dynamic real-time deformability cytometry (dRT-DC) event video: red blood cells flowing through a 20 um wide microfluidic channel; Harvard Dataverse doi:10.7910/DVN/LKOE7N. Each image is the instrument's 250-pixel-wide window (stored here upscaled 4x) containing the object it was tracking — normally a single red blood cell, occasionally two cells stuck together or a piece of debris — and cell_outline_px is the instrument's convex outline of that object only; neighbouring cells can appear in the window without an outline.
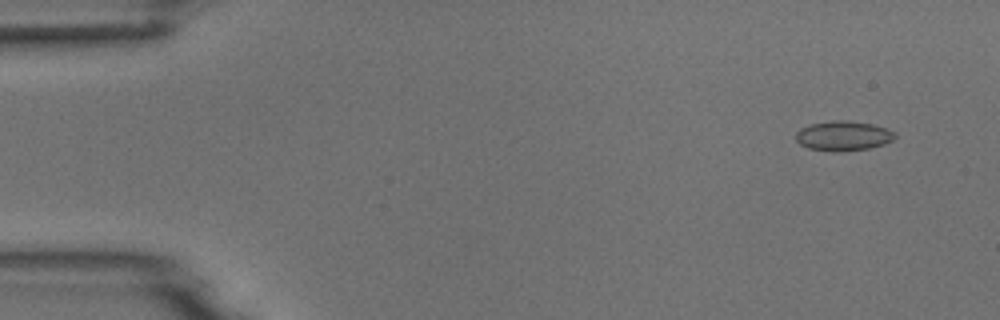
{"species": "common noctule bat (a hibernating species)", "species_latin": "Nyctalus noctula", "temperature_condition": "room temperature", "stored_images_in_passage": 4, "camera_frame_rate_fps": 3000, "um_per_image_px": 0.085, "animal": {"sex": "male", "body_mass_g": 18.8}, "frame": {"image": 1, "passage_image": 1, "time_ms": 0.0, "image_size_px": [1000, 320], "cell_outline_px": [[896, 136], [892, 140], [884, 144], [868, 148], [840, 152], [836, 152], [808, 148], [800, 144], [796, 140], [796, 132], [800, 128], [812, 124], [832, 120], [848, 120], [872, 124], [888, 128], [896, 132]], "centroid_in_image_um": [71.69, 11.54], "position_along_channel_um": 13.3, "area_um2": 17.28}}
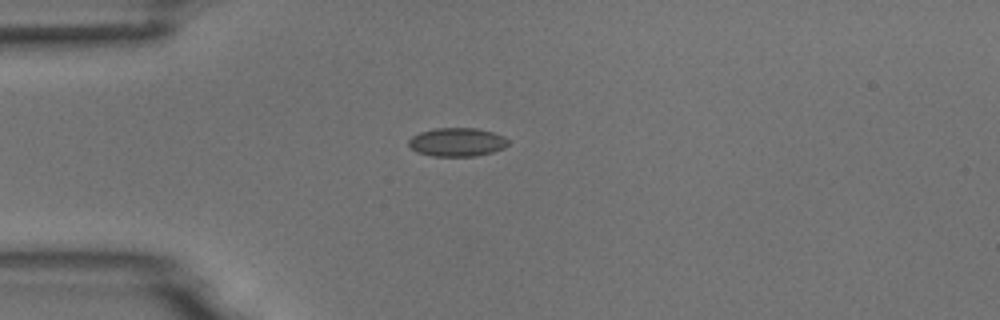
{"frame": {"image": 2, "passage_image": 4, "time_ms": 3.333, "image_size_px": [1000, 320], "cell_outline_px": [[508, 144], [504, 148], [492, 152], [476, 156], [432, 156], [416, 152], [408, 144], [408, 140], [412, 136], [420, 132], [436, 128], [476, 128], [492, 132], [504, 136], [508, 140]], "centroid_in_image_um": [38.84, 12.08], "position_along_channel_um": 46.2, "area_um2": 16.59}}